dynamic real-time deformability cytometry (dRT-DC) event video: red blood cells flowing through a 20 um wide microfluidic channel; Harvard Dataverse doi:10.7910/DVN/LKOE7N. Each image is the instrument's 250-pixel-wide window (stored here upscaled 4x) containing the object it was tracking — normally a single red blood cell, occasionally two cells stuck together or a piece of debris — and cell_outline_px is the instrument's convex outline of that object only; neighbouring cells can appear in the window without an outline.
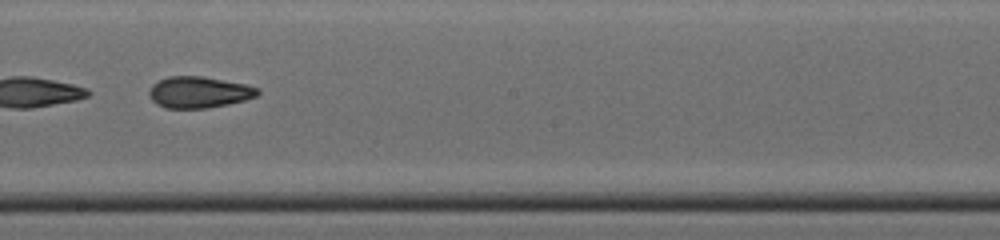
{"species": "common noctule bat (a hibernating species)", "species_latin": "Nyctalus noctula", "temperature_condition": "cold", "stored_images_in_passage": 41, "camera_frame_rate_fps": 3000, "um_per_image_px": 0.085, "animal": {"sex": "male", "body_mass_g": 19.0, "forearm_length_mm": 50.8}, "frame": {"image": 1, "passage_image": 24, "time_ms": 7.667, "image_size_px": [1000, 240], "cell_outline_px": [[260, 92], [256, 96], [244, 100], [228, 104], [208, 108], [168, 108], [156, 104], [152, 100], [148, 92], [152, 84], [168, 76], [200, 76], [244, 84], [260, 88]], "centroid_in_image_um": [16.9, 7.84], "position_along_channel_um": 231.3, "area_um2": 19.71}}
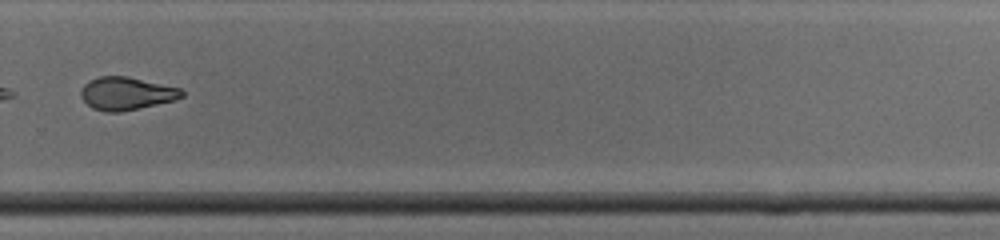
{"frame": {"image": 2, "passage_image": 30, "time_ms": 9.667, "image_size_px": [1000, 240], "cell_outline_px": [[184, 96], [176, 100], [120, 112], [104, 112], [92, 108], [80, 96], [80, 92], [84, 84], [88, 80], [100, 76], [128, 76], [180, 88], [184, 92]], "centroid_in_image_um": [10.74, 7.94], "position_along_channel_um": 319.1, "area_um2": 19.42}}